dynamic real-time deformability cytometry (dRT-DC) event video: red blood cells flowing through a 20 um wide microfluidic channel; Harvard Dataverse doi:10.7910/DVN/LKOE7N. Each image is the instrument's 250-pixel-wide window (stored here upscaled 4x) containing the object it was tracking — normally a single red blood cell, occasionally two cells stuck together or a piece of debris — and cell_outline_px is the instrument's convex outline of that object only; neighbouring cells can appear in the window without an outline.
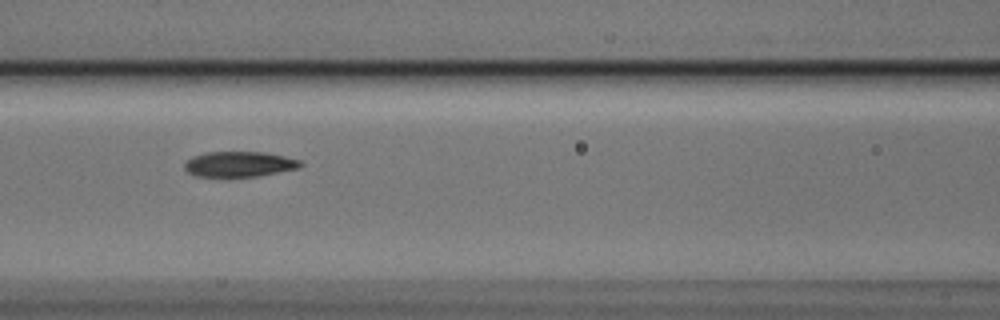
{"species": "Egyptian fruit bat (a non-hibernating species)", "species_latin": "Rousettus aegyptiacus", "temperature_condition": "cold", "stored_images_in_passage": 10, "camera_frame_rate_fps": 3000, "um_per_image_px": 0.085, "animal": {"sex": "male"}, "frame": {"image": 1, "passage_image": 6, "time_ms": 1.667, "image_size_px": [1000, 320], "cell_outline_px": [[304, 164], [300, 168], [256, 176], [196, 176], [188, 172], [184, 168], [184, 164], [192, 156], [204, 152], [264, 152], [284, 156], [300, 160]], "centroid_in_image_um": [20.35, 13.94], "position_along_channel_um": 146.3, "area_um2": 17.05}}
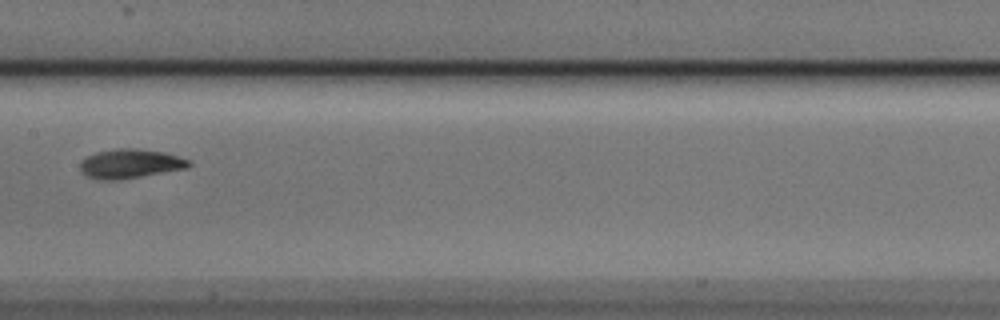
{"frame": {"image": 2, "passage_image": 7, "time_ms": 2.0, "image_size_px": [1000, 320], "cell_outline_px": [[192, 164], [188, 168], [120, 180], [100, 180], [88, 176], [80, 172], [80, 164], [88, 156], [96, 152], [120, 148], [136, 148], [164, 152], [192, 160]], "centroid_in_image_um": [11.11, 13.92], "position_along_channel_um": 196.3, "area_um2": 18.61}}
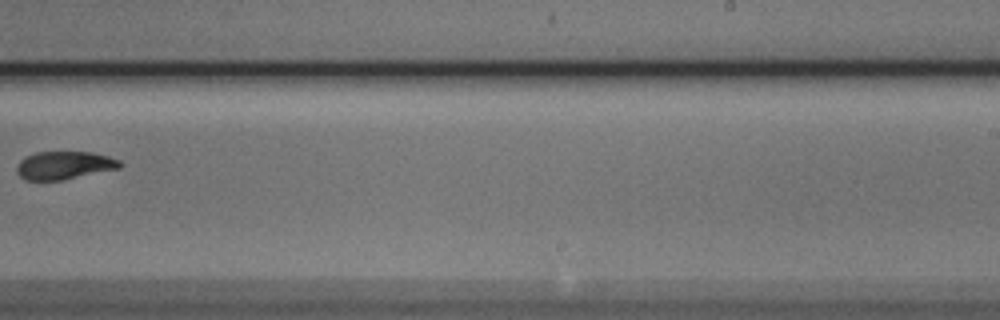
{"frame": {"image": 3, "passage_image": 9, "time_ms": 2.667, "image_size_px": [1000, 320], "cell_outline_px": [[124, 164], [120, 168], [60, 180], [24, 180], [16, 172], [16, 168], [20, 160], [36, 152], [92, 152], [108, 156], [120, 160]], "centroid_in_image_um": [5.47, 14.05], "position_along_channel_um": 283.5, "area_um2": 16.76}}